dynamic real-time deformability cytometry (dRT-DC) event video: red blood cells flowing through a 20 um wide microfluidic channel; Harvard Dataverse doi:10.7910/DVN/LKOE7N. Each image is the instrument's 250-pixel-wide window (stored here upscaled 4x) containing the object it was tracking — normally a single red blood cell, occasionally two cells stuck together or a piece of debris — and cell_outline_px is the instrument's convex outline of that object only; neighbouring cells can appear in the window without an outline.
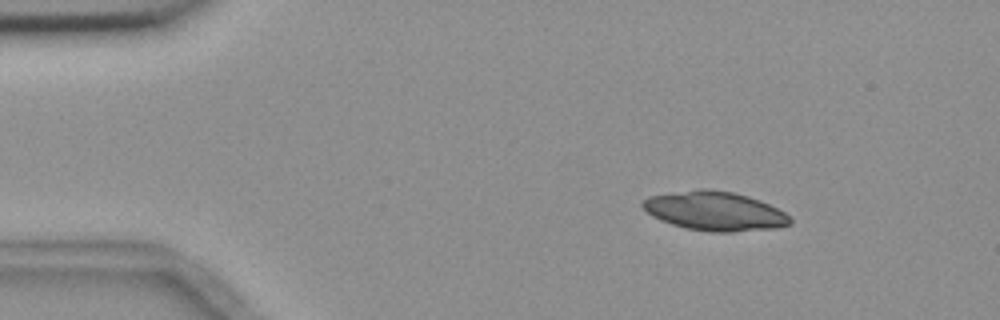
{"species": "common noctule bat (a hibernating species)", "species_latin": "Nyctalus noctula", "temperature_condition": "room temperature", "stored_images_in_passage": 4, "camera_frame_rate_fps": 3000, "um_per_image_px": 0.085, "animal": {"sex": "female", "body_mass_g": 18.4}, "frame": {"image": 1, "passage_image": 1, "time_ms": 0.0, "image_size_px": [1000, 320], "cell_outline_px": [[792, 224], [776, 228], [732, 232], [712, 232], [688, 228], [672, 224], [660, 220], [652, 216], [640, 204], [648, 196], [700, 188], [708, 188], [732, 192], [748, 196], [760, 200], [784, 212], [792, 220]], "centroid_in_image_um": [60.76, 17.93], "position_along_channel_um": 24.2, "area_um2": 33.52}}